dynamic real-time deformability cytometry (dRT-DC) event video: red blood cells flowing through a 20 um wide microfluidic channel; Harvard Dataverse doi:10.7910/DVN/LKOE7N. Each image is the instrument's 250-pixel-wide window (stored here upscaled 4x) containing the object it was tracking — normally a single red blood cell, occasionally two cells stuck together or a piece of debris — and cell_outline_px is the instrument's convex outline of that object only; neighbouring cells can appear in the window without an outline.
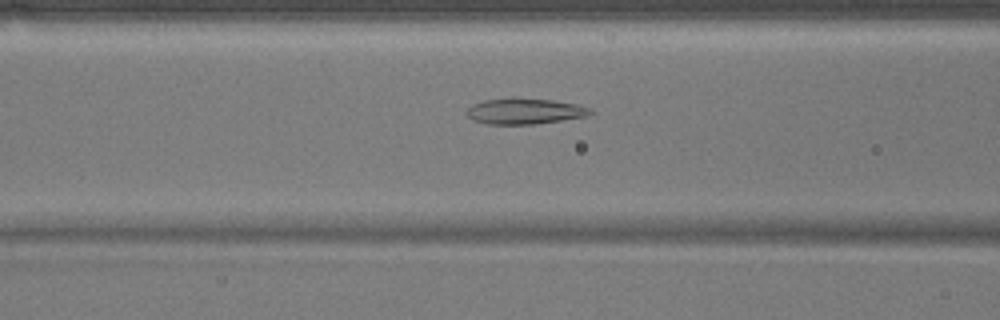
{"species": "common noctule bat (a hibernating species)", "species_latin": "Nyctalus noctula", "temperature_condition": "warm", "stored_images_in_passage": 53, "camera_frame_rate_fps": 3000, "um_per_image_px": 0.085, "animal": {"sex": "male", "body_mass_g": 17.9}, "frame": {"image": 1, "passage_image": 21, "time_ms": 6.667, "image_size_px": [1000, 320], "cell_outline_px": [[592, 112], [584, 116], [536, 124], [488, 124], [472, 120], [464, 112], [472, 104], [484, 100], [512, 96], [552, 100], [576, 104], [588, 108]], "centroid_in_image_um": [44.49, 9.43], "position_along_channel_um": 122.1, "area_um2": 18.73}}
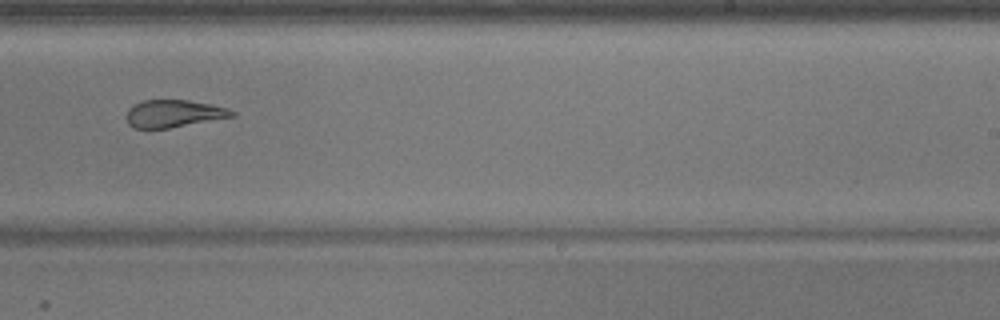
{"frame": {"image": 2, "passage_image": 33, "time_ms": 10.667, "image_size_px": [1000, 320], "cell_outline_px": [[236, 116], [168, 128], [132, 128], [128, 124], [124, 116], [128, 108], [144, 100], [188, 100], [212, 104], [228, 108], [236, 112]], "centroid_in_image_um": [14.75, 9.65], "position_along_channel_um": 274.2, "area_um2": 16.99}}
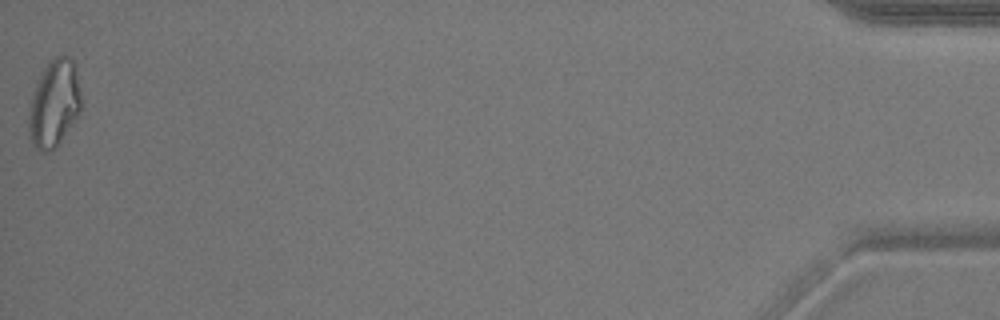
{"frame": {"image": 3, "passage_image": 53, "time_ms": 17.333, "image_size_px": [1000, 320], "cell_outline_px": [[80, 112], [56, 144], [48, 152], [44, 152], [36, 148], [28, 132], [28, 116], [32, 96], [36, 84], [44, 68], [56, 56], [68, 56], [76, 64], [80, 92]], "centroid_in_image_um": [4.6, 8.76], "position_along_channel_um": 430.6, "area_um2": 25.89}, "authors_computed_cell_mechanics": {"area_um2": 21.6172, "velocity_mm_per_s": 3.8089, "shape_relaxation_time_tau1_ms": null, "shape_relaxation_time_tau2_ms": 2.1147, "deformation_change_tau1": null, "deformation_change_tau2": 0.0839}}